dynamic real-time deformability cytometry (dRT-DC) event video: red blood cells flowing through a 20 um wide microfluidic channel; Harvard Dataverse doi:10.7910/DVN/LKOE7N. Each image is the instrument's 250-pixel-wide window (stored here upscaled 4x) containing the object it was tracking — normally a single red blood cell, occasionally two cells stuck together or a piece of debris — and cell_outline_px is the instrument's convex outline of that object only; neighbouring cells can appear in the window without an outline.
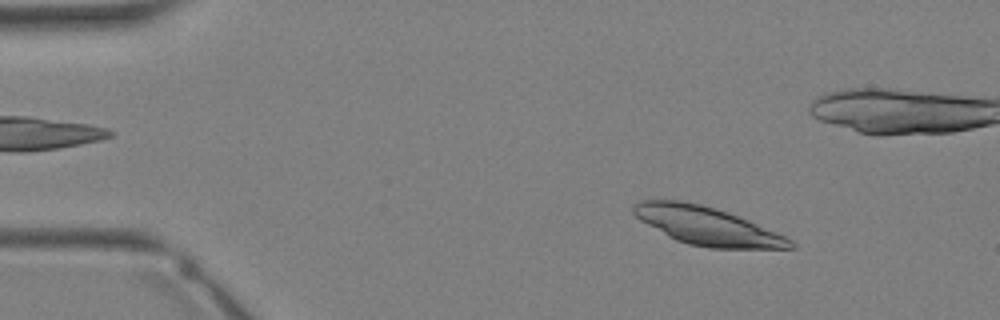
{"species": "Egyptian fruit bat (a non-hibernating species)", "species_latin": "Rousettus aegyptiacus", "temperature_condition": "warm", "stored_images_in_passage": 18, "camera_frame_rate_fps": 3000, "um_per_image_px": 0.085, "animal": {"sex": "female"}, "frame": {"image": 1, "passage_image": 4, "time_ms": 1.0, "image_size_px": [1000, 320], "cell_outline_px": [[796, 248], [708, 248], [688, 244], [676, 240], [668, 236], [640, 220], [632, 212], [632, 208], [640, 200], [680, 200], [700, 204], [716, 208], [728, 212], [748, 220], [784, 236], [792, 240], [796, 244]], "centroid_in_image_um": [60.08, 19.2], "position_along_channel_um": 24.9, "area_um2": 34.51}}
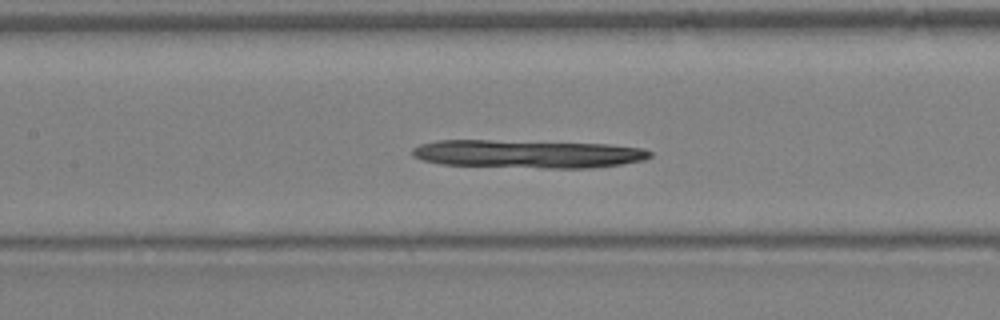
{"frame": {"image": 2, "passage_image": 15, "time_ms": 4.667, "image_size_px": [1000, 320], "cell_outline_px": [[652, 156], [644, 160], [620, 164], [592, 168], [544, 168], [444, 164], [424, 160], [412, 156], [412, 148], [420, 144], [436, 140], [488, 140], [608, 144], [644, 148], [652, 152]], "centroid_in_image_um": [44.88, 13.08], "position_along_channel_um": 162.5, "area_um2": 38.9}}
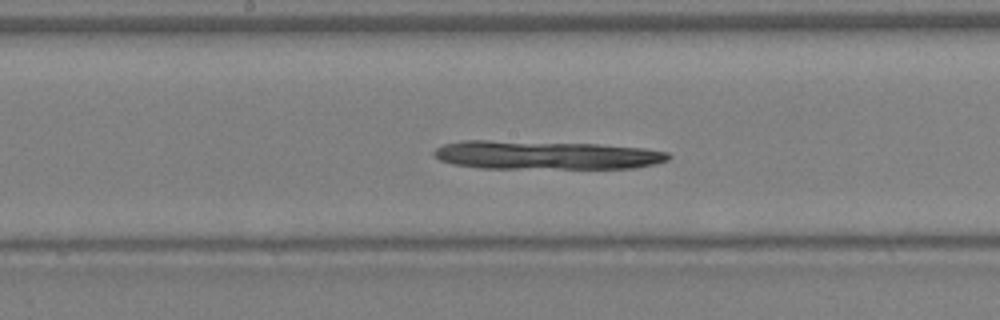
{"frame": {"image": 3, "passage_image": 17, "time_ms": 5.333, "image_size_px": [1000, 320], "cell_outline_px": [[672, 156], [668, 160], [656, 164], [636, 168], [480, 168], [452, 164], [440, 160], [432, 152], [436, 148], [444, 144], [464, 140], [488, 140], [596, 144], [644, 148], [668, 152]], "centroid_in_image_um": [46.41, 13.18], "position_along_channel_um": 201.8, "area_um2": 39.13}}